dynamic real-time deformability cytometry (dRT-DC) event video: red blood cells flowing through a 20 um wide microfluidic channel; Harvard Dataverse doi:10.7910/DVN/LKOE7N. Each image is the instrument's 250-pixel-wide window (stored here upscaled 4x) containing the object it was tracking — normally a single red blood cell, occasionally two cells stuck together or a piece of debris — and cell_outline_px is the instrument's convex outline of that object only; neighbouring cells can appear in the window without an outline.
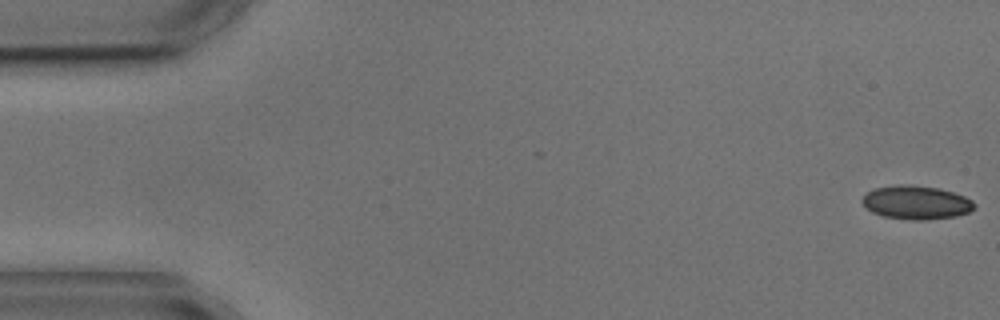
{"species": "common noctule bat (a hibernating species)", "species_latin": "Nyctalus noctula", "temperature_condition": "cold", "stored_images_in_passage": 5, "camera_frame_rate_fps": 3000, "um_per_image_px": 0.085, "animal": {"sex": "male", "body_mass_g": 17.9, "forearm_length_mm": 54.2}, "frame": {"image": 1, "passage_image": 1, "time_ms": 0.0, "image_size_px": [1000, 320], "cell_outline_px": [[976, 208], [968, 212], [956, 216], [924, 220], [912, 220], [884, 216], [872, 212], [860, 200], [868, 192], [876, 188], [900, 184], [908, 184], [940, 188], [964, 196], [972, 200], [976, 204]], "centroid_in_image_um": [77.91, 17.21], "position_along_channel_um": 7.1, "area_um2": 21.91}}
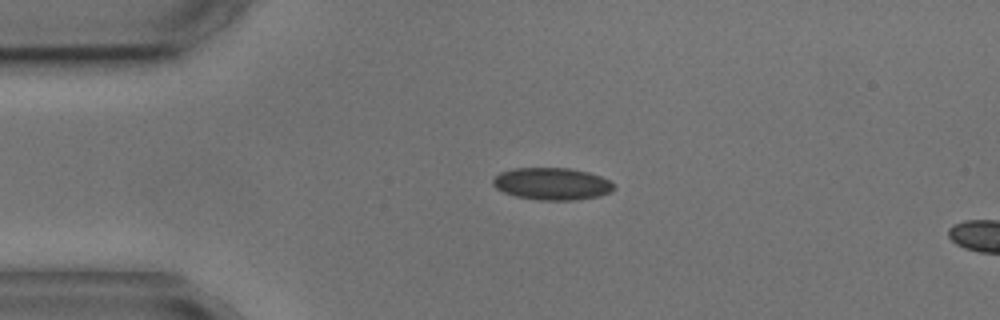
{"frame": {"image": 2, "passage_image": 4, "time_ms": 3.667, "image_size_px": [1000, 320], "cell_outline_px": [[616, 188], [600, 196], [576, 200], [540, 200], [516, 196], [504, 192], [496, 188], [492, 184], [492, 180], [500, 172], [512, 168], [568, 168], [588, 172], [600, 176], [608, 180]], "centroid_in_image_um": [46.9, 15.62], "position_along_channel_um": 38.1, "area_um2": 22.6}}
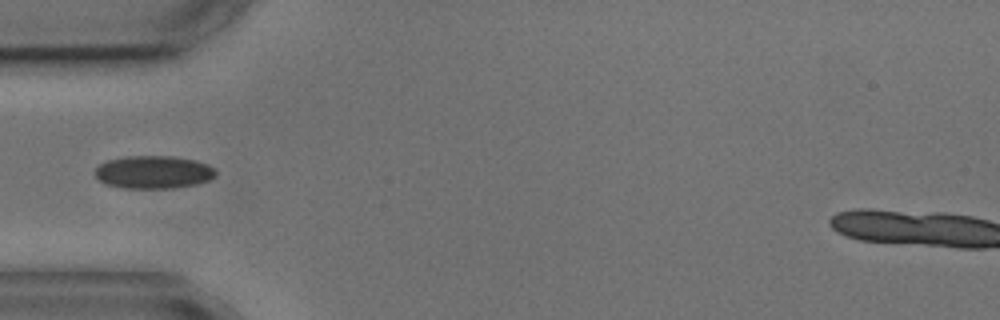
{"frame": {"image": 3, "passage_image": 5, "time_ms": 5.333, "image_size_px": [1000, 320], "cell_outline_px": [[216, 176], [208, 180], [196, 184], [176, 188], [124, 188], [104, 184], [96, 176], [96, 168], [100, 164], [108, 160], [124, 156], [172, 156], [196, 160], [208, 164], [216, 172]], "centroid_in_image_um": [13.05, 14.63], "position_along_channel_um": 71.9, "area_um2": 23.18}}